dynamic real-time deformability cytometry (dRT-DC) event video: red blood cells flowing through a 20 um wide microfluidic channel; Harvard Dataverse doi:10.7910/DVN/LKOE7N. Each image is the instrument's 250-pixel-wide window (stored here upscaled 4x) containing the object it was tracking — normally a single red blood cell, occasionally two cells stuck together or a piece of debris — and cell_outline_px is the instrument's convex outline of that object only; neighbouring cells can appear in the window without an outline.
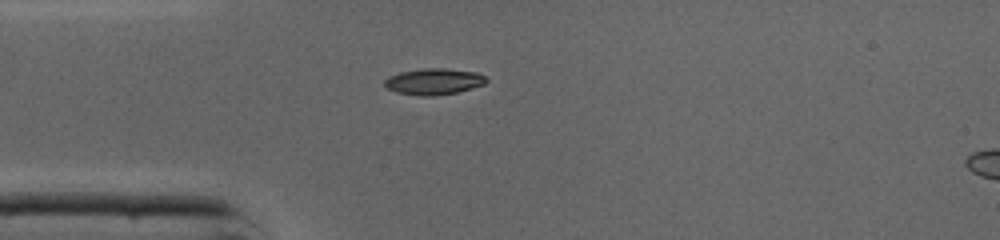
{"species": "common noctule bat (a hibernating species)", "species_latin": "Nyctalus noctula", "temperature_condition": "cold", "stored_images_in_passage": 35, "camera_frame_rate_fps": 3000, "um_per_image_px": 0.085, "animal": {"sex": "male", "body_mass_g": 19.0, "forearm_length_mm": 50.8}, "frame": {"image": 1, "passage_image": 1, "time_ms": 0.0, "image_size_px": [1000, 240], "cell_outline_px": [[488, 80], [484, 84], [456, 92], [432, 96], [420, 96], [396, 92], [388, 88], [384, 84], [384, 80], [388, 76], [400, 72], [424, 68], [444, 68], [476, 72], [484, 76]], "centroid_in_image_um": [36.84, 6.92], "position_along_channel_um": 48.2, "area_um2": 15.43}}
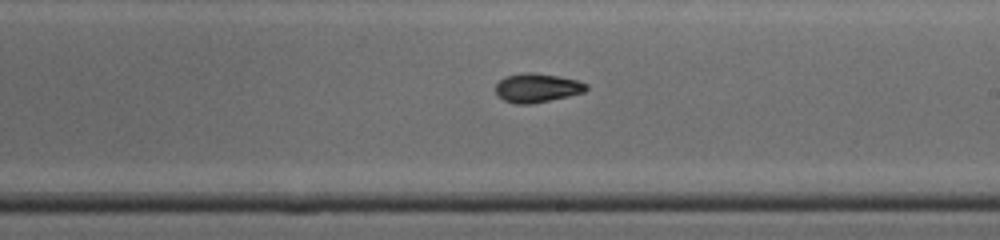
{"frame": {"image": 2, "passage_image": 15, "time_ms": 4.667, "image_size_px": [1000, 240], "cell_outline_px": [[588, 88], [584, 92], [568, 96], [532, 104], [516, 104], [504, 100], [496, 92], [496, 84], [504, 76], [524, 72], [532, 72], [560, 76], [576, 80], [588, 84]], "centroid_in_image_um": [45.65, 7.46], "position_along_channel_um": 243.3, "area_um2": 15.32}}
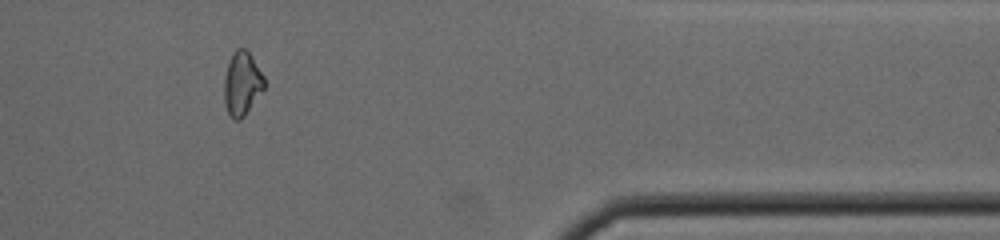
{"frame": {"image": 3, "passage_image": 27, "time_ms": 8.667, "image_size_px": [1000, 240], "cell_outline_px": [[264, 88], [244, 116], [240, 120], [236, 120], [228, 112], [224, 104], [224, 76], [228, 60], [236, 48], [244, 48], [252, 56], [264, 76]], "centroid_in_image_um": [20.55, 7.08], "position_along_channel_um": 390.8, "area_um2": 14.85}, "authors_computed_cell_mechanics": {"area_um2": 15.2014, "velocity_mm_per_s": 4.3724, "shape_relaxation_time_tau1_ms": 3.5887, "shape_relaxation_time_tau2_ms": null, "deformation_change_tau1": 0.1473, "deformation_change_tau2": null}}